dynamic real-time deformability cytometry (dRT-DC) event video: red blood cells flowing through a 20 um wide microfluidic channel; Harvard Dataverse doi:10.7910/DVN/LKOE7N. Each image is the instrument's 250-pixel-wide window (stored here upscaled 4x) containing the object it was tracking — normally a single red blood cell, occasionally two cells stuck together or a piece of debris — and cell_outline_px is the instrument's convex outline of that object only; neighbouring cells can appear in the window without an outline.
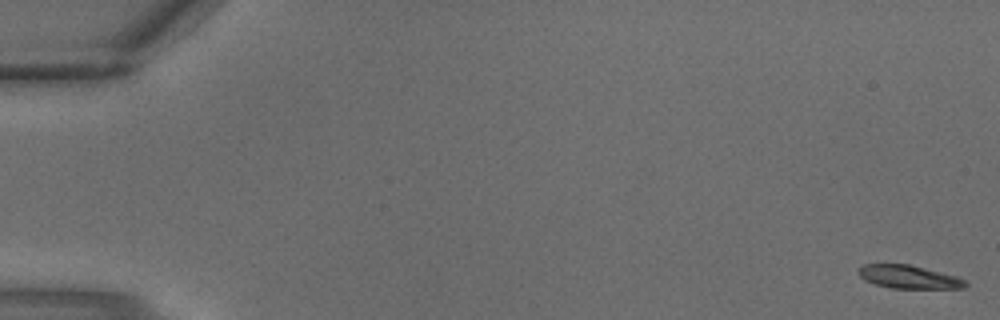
{"species": "common noctule bat (a hibernating species)", "species_latin": "Nyctalus noctula", "temperature_condition": "warm", "stored_images_in_passage": 2, "segment_of_instrument_passage": [2, 2], "camera_frame_rate_fps": 3000, "um_per_image_px": 0.085, "animal": {"sex": "male", "body_mass_g": 18.8}, "frame": {"image": 1, "passage_image": 2, "time_ms": 0.333, "image_size_px": [1000, 320], "cell_outline_px": [[968, 284], [964, 288], [892, 288], [876, 284], [864, 280], [856, 272], [864, 264], [908, 264], [956, 276], [964, 280]], "centroid_in_image_um": [77.22, 23.54], "position_along_channel_um": 7.8, "area_um2": 14.28}}